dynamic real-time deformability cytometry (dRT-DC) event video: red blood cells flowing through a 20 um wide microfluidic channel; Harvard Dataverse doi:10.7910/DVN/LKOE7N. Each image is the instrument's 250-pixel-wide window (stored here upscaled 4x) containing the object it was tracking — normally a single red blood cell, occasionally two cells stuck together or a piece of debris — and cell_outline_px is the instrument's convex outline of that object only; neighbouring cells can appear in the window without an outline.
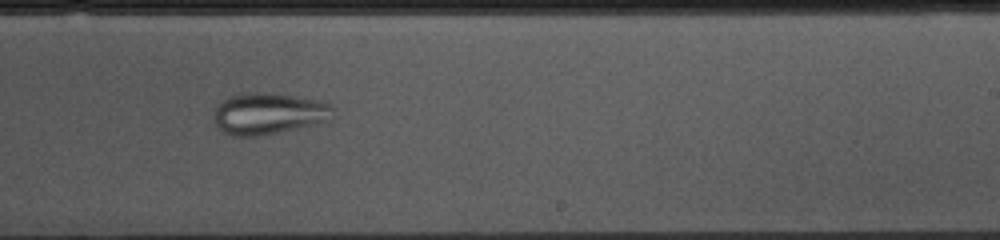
{"species": "common noctule bat (a hibernating species)", "species_latin": "Nyctalus noctula", "temperature_condition": "cold", "stored_images_in_passage": 53, "camera_frame_rate_fps": 3000, "um_per_image_px": 0.085, "animal": {"sex": "female", "body_mass_g": 10.0, "forearm_length_mm": 53.1}, "frame": {"image": 1, "passage_image": 31, "time_ms": 10.0, "image_size_px": [1000, 240], "cell_outline_px": [[336, 116], [332, 120], [260, 136], [232, 136], [224, 132], [216, 124], [212, 116], [216, 108], [228, 96], [244, 92], [276, 92], [316, 100], [332, 104], [336, 108]], "centroid_in_image_um": [22.88, 9.63], "position_along_channel_um": 266.1, "area_um2": 29.3}}
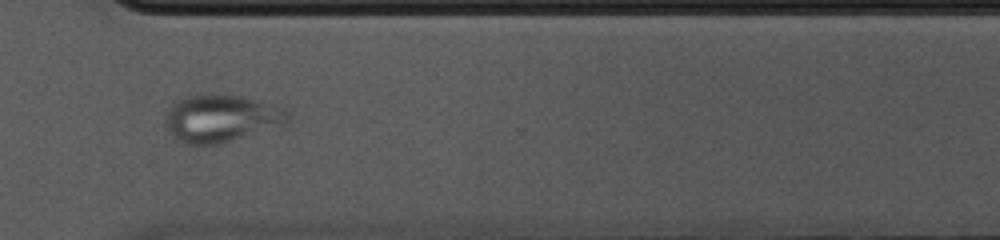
{"frame": {"image": 2, "passage_image": 38, "time_ms": 12.333, "image_size_px": [1000, 240], "cell_outline_px": [[292, 116], [288, 124], [232, 140], [216, 144], [188, 144], [180, 140], [168, 128], [168, 108], [172, 104], [184, 96], [200, 92], [244, 96], [288, 108]], "centroid_in_image_um": [18.92, 10.0], "position_along_channel_um": 351.7, "area_um2": 34.1}}
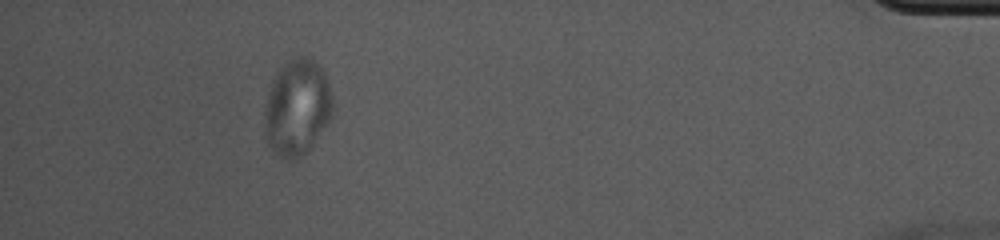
{"frame": {"image": 3, "passage_image": 48, "time_ms": 15.667, "image_size_px": [1000, 240], "cell_outline_px": [[336, 108], [332, 116], [308, 152], [292, 160], [288, 160], [280, 156], [268, 144], [264, 136], [264, 112], [272, 80], [280, 68], [292, 56], [308, 56], [320, 64], [328, 84]], "centroid_in_image_um": [25.27, 9.13], "position_along_channel_um": 409.9, "area_um2": 38.61}}